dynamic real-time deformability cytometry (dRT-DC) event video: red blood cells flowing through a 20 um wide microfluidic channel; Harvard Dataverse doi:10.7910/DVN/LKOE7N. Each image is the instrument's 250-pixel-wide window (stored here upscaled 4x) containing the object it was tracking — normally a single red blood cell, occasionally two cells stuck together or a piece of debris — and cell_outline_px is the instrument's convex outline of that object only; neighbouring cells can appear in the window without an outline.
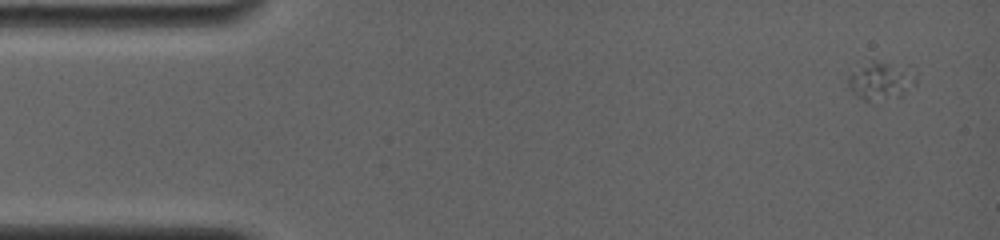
{"species": "common noctule bat (a hibernating species)", "species_latin": "Nyctalus noctula", "temperature_condition": "room temperature", "stored_images_in_passage": 8, "camera_frame_rate_fps": 4000, "um_per_image_px": 0.085, "animal": {"sex": "female", "body_mass_g": 19.0, "forearm_length_mm": 56.7}, "frame": {"image": 1, "passage_image": 1, "time_ms": 0.0, "image_size_px": [1000, 240], "cell_outline_px": [[916, 84], [900, 96], [868, 100], [864, 100], [852, 92], [848, 88], [848, 76], [876, 60], [888, 64], [916, 76]], "centroid_in_image_um": [74.82, 6.93], "position_along_channel_um": 10.2, "area_um2": 13.58}}